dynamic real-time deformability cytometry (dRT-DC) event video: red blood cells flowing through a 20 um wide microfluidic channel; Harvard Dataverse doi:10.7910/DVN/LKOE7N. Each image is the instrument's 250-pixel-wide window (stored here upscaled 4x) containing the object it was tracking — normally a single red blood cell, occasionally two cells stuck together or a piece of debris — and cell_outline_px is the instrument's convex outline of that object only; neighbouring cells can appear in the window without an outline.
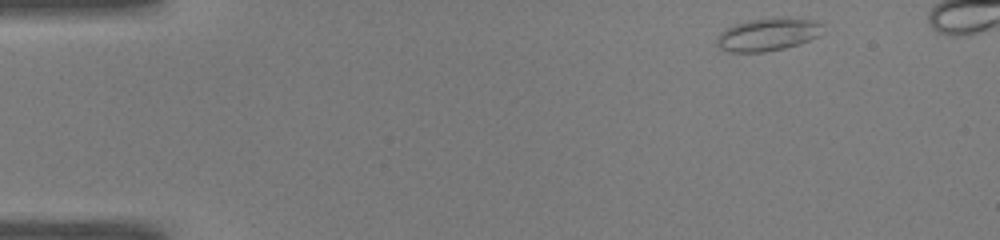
{"species": "common noctule bat (a hibernating species)", "species_latin": "Nyctalus noctula", "temperature_condition": "warm", "stored_images_in_passage": 41, "camera_frame_rate_fps": 3000, "um_per_image_px": 0.085, "animal": {"sex": "male", "body_mass_g": 19.0, "forearm_length_mm": 50.8}, "frame": {"image": 1, "passage_image": 1, "time_ms": 0.0, "image_size_px": [1000, 240], "cell_outline_px": [[824, 24], [820, 36], [800, 44], [784, 48], [764, 52], [728, 52], [720, 48], [716, 44], [716, 40], [720, 32], [736, 24], [748, 20], [780, 16], [788, 16], [816, 20]], "centroid_in_image_um": [65.33, 2.91], "position_along_channel_um": 19.7, "area_um2": 20.75}}
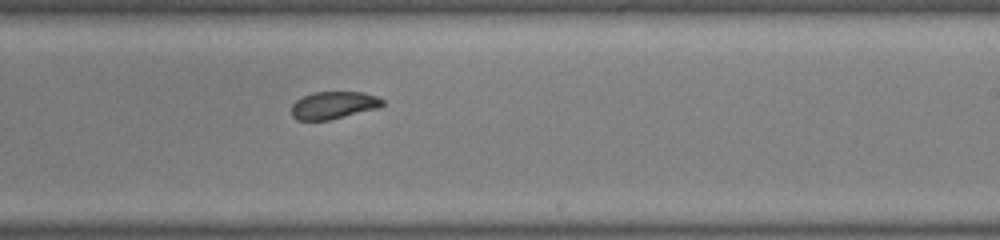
{"frame": {"image": 2, "passage_image": 26, "time_ms": 8.333, "image_size_px": [1000, 240], "cell_outline_px": [[384, 104], [380, 108], [328, 120], [296, 120], [292, 116], [292, 104], [296, 100], [312, 92], [364, 92], [376, 96], [384, 100]], "centroid_in_image_um": [28.37, 8.94], "position_along_channel_um": 260.6, "area_um2": 14.62}}
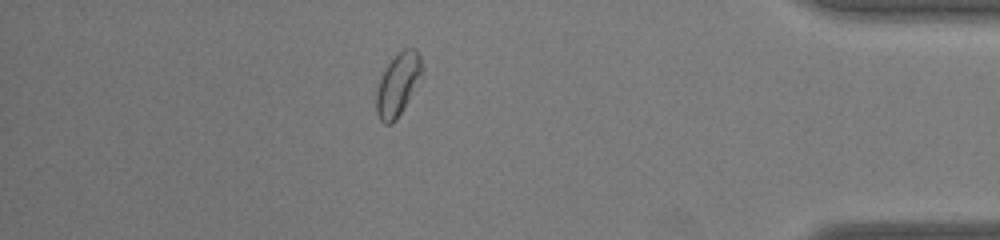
{"frame": {"image": 3, "passage_image": 39, "time_ms": 12.667, "image_size_px": [1000, 240], "cell_outline_px": [[420, 72], [396, 120], [392, 124], [384, 124], [380, 120], [376, 112], [376, 92], [380, 80], [388, 64], [404, 48], [416, 48], [420, 56]], "centroid_in_image_um": [33.75, 7.19], "position_along_channel_um": 401.5, "area_um2": 15.43}}